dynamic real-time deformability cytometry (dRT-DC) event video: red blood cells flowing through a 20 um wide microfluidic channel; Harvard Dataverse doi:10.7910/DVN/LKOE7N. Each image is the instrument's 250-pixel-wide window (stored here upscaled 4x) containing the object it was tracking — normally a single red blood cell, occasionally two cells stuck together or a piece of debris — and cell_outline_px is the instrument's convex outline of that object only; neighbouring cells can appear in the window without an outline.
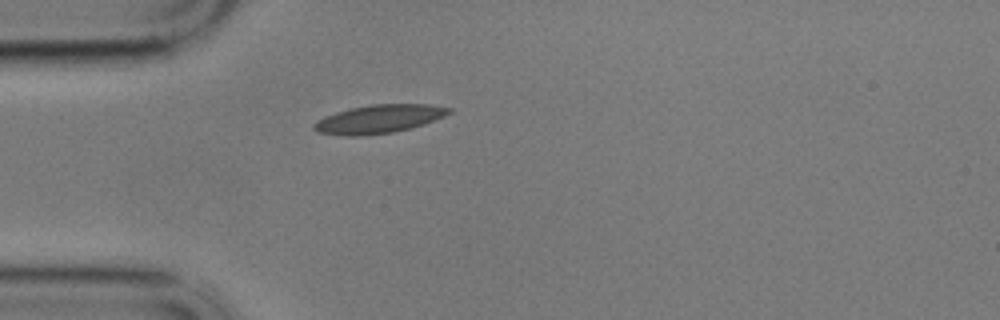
{"species": "common noctule bat (a hibernating species)", "species_latin": "Nyctalus noctula", "temperature_condition": "cold", "stored_images_in_passage": 43, "camera_frame_rate_fps": 3000, "um_per_image_px": 0.085, "animal": {"sex": "male", "body_mass_g": 17.9}, "frame": {"image": 1, "passage_image": 1, "time_ms": 0.0, "image_size_px": [1000, 320], "cell_outline_px": [[452, 112], [444, 116], [424, 124], [392, 132], [360, 136], [348, 136], [316, 132], [312, 128], [312, 124], [324, 116], [336, 112], [352, 108], [372, 104], [428, 104], [452, 108]], "centroid_in_image_um": [32.19, 10.11], "position_along_channel_um": 52.8, "area_um2": 22.25}}
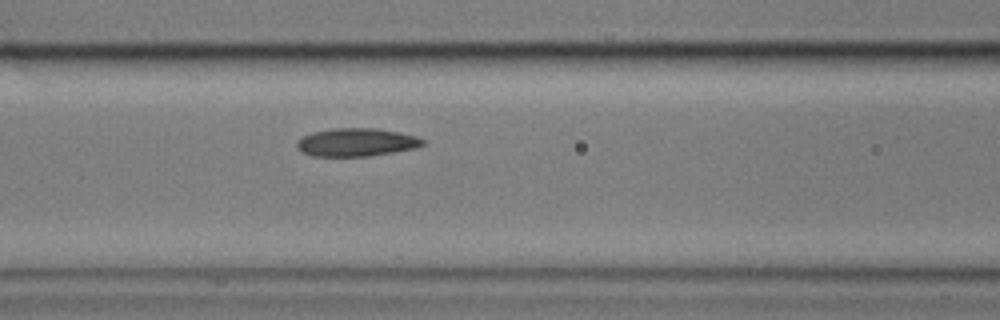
{"frame": {"image": 2, "passage_image": 9, "time_ms": 2.667, "image_size_px": [1000, 320], "cell_outline_px": [[424, 144], [416, 148], [368, 156], [312, 156], [300, 152], [296, 148], [296, 140], [312, 132], [332, 128], [376, 128], [416, 136], [424, 140]], "centroid_in_image_um": [30.23, 12.09], "position_along_channel_um": 136.4, "area_um2": 20.63}}
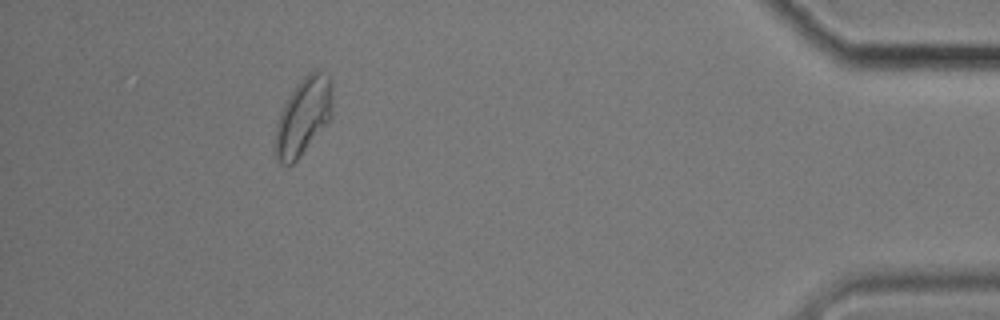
{"frame": {"image": 3, "passage_image": 38, "time_ms": 12.333, "image_size_px": [1000, 320], "cell_outline_px": [[332, 116], [300, 156], [292, 164], [284, 164], [276, 160], [276, 124], [280, 112], [284, 104], [296, 84], [308, 72], [316, 68], [328, 76], [332, 84]], "centroid_in_image_um": [25.79, 9.84], "position_along_channel_um": 409.4, "area_um2": 25.49}, "authors_computed_cell_mechanics": {"area_um2": 21.0392, "velocity_mm_per_s": 3.4011, "shape_relaxation_time_tau1_ms": 9.653, "shape_relaxation_time_tau2_ms": 5.102, "deformation_change_tau1": 0.1409, "deformation_change_tau2": 0.0805}}